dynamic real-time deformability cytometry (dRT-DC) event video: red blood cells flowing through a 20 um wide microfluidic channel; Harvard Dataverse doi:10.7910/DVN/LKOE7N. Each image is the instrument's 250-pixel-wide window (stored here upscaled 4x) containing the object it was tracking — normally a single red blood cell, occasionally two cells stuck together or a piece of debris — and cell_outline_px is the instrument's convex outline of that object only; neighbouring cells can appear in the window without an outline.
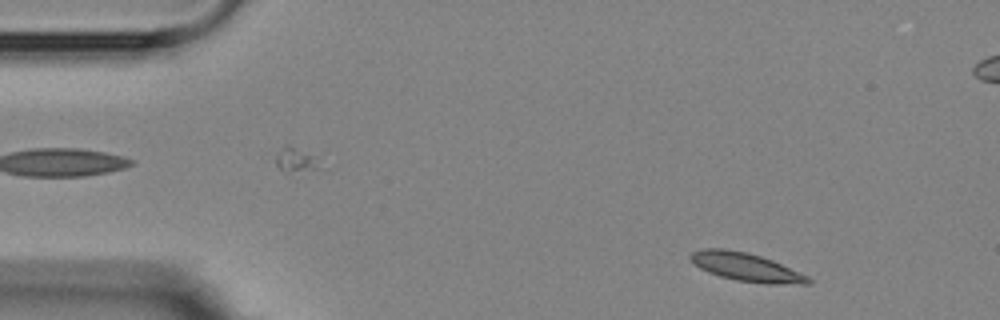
{"species": "Egyptian fruit bat (a non-hibernating species)", "species_latin": "Rousettus aegyptiacus", "temperature_condition": "room temperature", "stored_images_in_passage": 4, "camera_frame_rate_fps": 3000, "um_per_image_px": 0.085, "animal": {"sex": "female"}, "frame": {"image": 1, "passage_image": 1, "time_ms": 0.0, "image_size_px": [1000, 320], "cell_outline_px": [[812, 284], [764, 284], [736, 280], [720, 276], [708, 272], [700, 268], [688, 256], [692, 252], [704, 248], [724, 248], [748, 252], [772, 260], [808, 276], [812, 280]], "centroid_in_image_um": [63.44, 22.7], "position_along_channel_um": 21.6, "area_um2": 19.42}}